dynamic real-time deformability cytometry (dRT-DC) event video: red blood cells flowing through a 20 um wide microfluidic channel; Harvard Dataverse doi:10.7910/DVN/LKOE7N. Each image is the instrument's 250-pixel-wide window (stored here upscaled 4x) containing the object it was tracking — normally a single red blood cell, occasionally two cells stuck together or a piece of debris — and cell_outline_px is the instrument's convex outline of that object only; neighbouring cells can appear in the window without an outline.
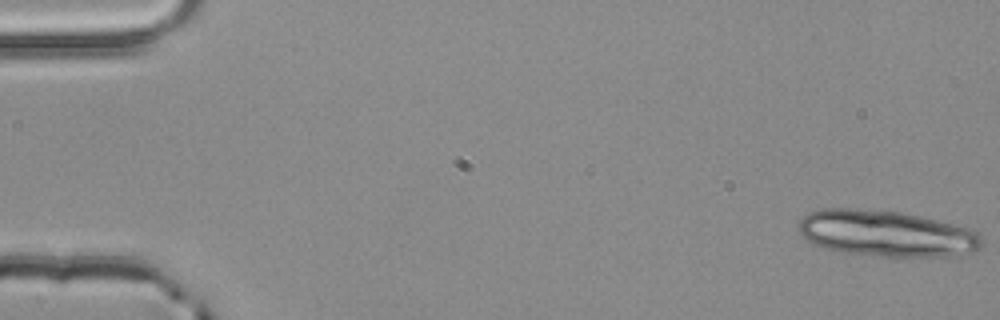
{"species": "common noctule bat (a hibernating species)", "species_latin": "Nyctalus noctula", "temperature_condition": "room temperature", "stored_images_in_passage": 4, "camera_frame_rate_fps": 3000, "um_per_image_px": 0.085, "animal": {"sex": "male", "body_mass_g": 20.4}, "frame": {"image": 1, "passage_image": 1, "time_ms": 0.0, "image_size_px": [1000, 320], "cell_outline_px": [[984, 244], [976, 252], [960, 256], [876, 256], [840, 252], [824, 248], [808, 240], [800, 232], [800, 220], [808, 212], [824, 208], [852, 208], [900, 212], [920, 216], [972, 228], [984, 240]], "centroid_in_image_um": [75.41, 19.85], "position_along_channel_um": 9.6, "area_um2": 49.59}}